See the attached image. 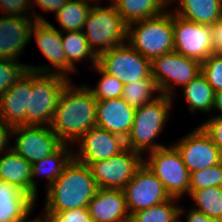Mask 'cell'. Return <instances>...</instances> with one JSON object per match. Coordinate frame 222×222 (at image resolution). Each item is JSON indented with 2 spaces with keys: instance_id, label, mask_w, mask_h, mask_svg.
<instances>
[{
  "instance_id": "cell-1",
  "label": "cell",
  "mask_w": 222,
  "mask_h": 222,
  "mask_svg": "<svg viewBox=\"0 0 222 222\" xmlns=\"http://www.w3.org/2000/svg\"><path fill=\"white\" fill-rule=\"evenodd\" d=\"M73 85L70 81L65 86L49 125L64 144L72 146L88 130L96 127L97 114V100L87 85Z\"/></svg>"
},
{
  "instance_id": "cell-2",
  "label": "cell",
  "mask_w": 222,
  "mask_h": 222,
  "mask_svg": "<svg viewBox=\"0 0 222 222\" xmlns=\"http://www.w3.org/2000/svg\"><path fill=\"white\" fill-rule=\"evenodd\" d=\"M97 189L90 167L73 158L46 190L43 211L58 213L87 208Z\"/></svg>"
},
{
  "instance_id": "cell-3",
  "label": "cell",
  "mask_w": 222,
  "mask_h": 222,
  "mask_svg": "<svg viewBox=\"0 0 222 222\" xmlns=\"http://www.w3.org/2000/svg\"><path fill=\"white\" fill-rule=\"evenodd\" d=\"M172 104L173 97L159 94L154 100L136 108L134 122L125 140L126 147L142 155L164 147L156 142V138L167 123Z\"/></svg>"
},
{
  "instance_id": "cell-4",
  "label": "cell",
  "mask_w": 222,
  "mask_h": 222,
  "mask_svg": "<svg viewBox=\"0 0 222 222\" xmlns=\"http://www.w3.org/2000/svg\"><path fill=\"white\" fill-rule=\"evenodd\" d=\"M173 10L127 25V43L150 60L174 51Z\"/></svg>"
},
{
  "instance_id": "cell-5",
  "label": "cell",
  "mask_w": 222,
  "mask_h": 222,
  "mask_svg": "<svg viewBox=\"0 0 222 222\" xmlns=\"http://www.w3.org/2000/svg\"><path fill=\"white\" fill-rule=\"evenodd\" d=\"M70 78L60 74L31 70V91L26 112V126H49L60 95Z\"/></svg>"
},
{
  "instance_id": "cell-6",
  "label": "cell",
  "mask_w": 222,
  "mask_h": 222,
  "mask_svg": "<svg viewBox=\"0 0 222 222\" xmlns=\"http://www.w3.org/2000/svg\"><path fill=\"white\" fill-rule=\"evenodd\" d=\"M83 32L97 56L127 42V24L112 3L106 7L93 5Z\"/></svg>"
},
{
  "instance_id": "cell-7",
  "label": "cell",
  "mask_w": 222,
  "mask_h": 222,
  "mask_svg": "<svg viewBox=\"0 0 222 222\" xmlns=\"http://www.w3.org/2000/svg\"><path fill=\"white\" fill-rule=\"evenodd\" d=\"M147 155L143 163L163 183L171 197L181 199L183 195H189L190 173L173 145H166Z\"/></svg>"
},
{
  "instance_id": "cell-8",
  "label": "cell",
  "mask_w": 222,
  "mask_h": 222,
  "mask_svg": "<svg viewBox=\"0 0 222 222\" xmlns=\"http://www.w3.org/2000/svg\"><path fill=\"white\" fill-rule=\"evenodd\" d=\"M201 74V63L172 51L151 60V75L160 94L174 95V85L183 88Z\"/></svg>"
},
{
  "instance_id": "cell-9",
  "label": "cell",
  "mask_w": 222,
  "mask_h": 222,
  "mask_svg": "<svg viewBox=\"0 0 222 222\" xmlns=\"http://www.w3.org/2000/svg\"><path fill=\"white\" fill-rule=\"evenodd\" d=\"M97 64L124 85L151 75V60L143 57L127 42L101 53Z\"/></svg>"
},
{
  "instance_id": "cell-10",
  "label": "cell",
  "mask_w": 222,
  "mask_h": 222,
  "mask_svg": "<svg viewBox=\"0 0 222 222\" xmlns=\"http://www.w3.org/2000/svg\"><path fill=\"white\" fill-rule=\"evenodd\" d=\"M143 158L139 152L126 147L109 159L92 163L89 167L97 188L123 190L143 165Z\"/></svg>"
},
{
  "instance_id": "cell-11",
  "label": "cell",
  "mask_w": 222,
  "mask_h": 222,
  "mask_svg": "<svg viewBox=\"0 0 222 222\" xmlns=\"http://www.w3.org/2000/svg\"><path fill=\"white\" fill-rule=\"evenodd\" d=\"M174 51L205 61L215 52L212 26L186 20L173 13Z\"/></svg>"
},
{
  "instance_id": "cell-12",
  "label": "cell",
  "mask_w": 222,
  "mask_h": 222,
  "mask_svg": "<svg viewBox=\"0 0 222 222\" xmlns=\"http://www.w3.org/2000/svg\"><path fill=\"white\" fill-rule=\"evenodd\" d=\"M32 35L35 37L40 52L48 59L49 64L47 63L48 66L45 64L43 66L27 65L28 70L38 73L60 74L69 78V72L76 73L67 63L61 31L57 30L52 23L35 20L30 31V40H32Z\"/></svg>"
},
{
  "instance_id": "cell-13",
  "label": "cell",
  "mask_w": 222,
  "mask_h": 222,
  "mask_svg": "<svg viewBox=\"0 0 222 222\" xmlns=\"http://www.w3.org/2000/svg\"><path fill=\"white\" fill-rule=\"evenodd\" d=\"M12 138L15 142L11 148L31 164L53 154L64 144L50 126L17 125L13 127Z\"/></svg>"
},
{
  "instance_id": "cell-14",
  "label": "cell",
  "mask_w": 222,
  "mask_h": 222,
  "mask_svg": "<svg viewBox=\"0 0 222 222\" xmlns=\"http://www.w3.org/2000/svg\"><path fill=\"white\" fill-rule=\"evenodd\" d=\"M172 145L178 150L189 173L222 162V154L201 126L184 135Z\"/></svg>"
},
{
  "instance_id": "cell-15",
  "label": "cell",
  "mask_w": 222,
  "mask_h": 222,
  "mask_svg": "<svg viewBox=\"0 0 222 222\" xmlns=\"http://www.w3.org/2000/svg\"><path fill=\"white\" fill-rule=\"evenodd\" d=\"M123 191L130 215L172 198L165 190L163 183L144 163Z\"/></svg>"
},
{
  "instance_id": "cell-16",
  "label": "cell",
  "mask_w": 222,
  "mask_h": 222,
  "mask_svg": "<svg viewBox=\"0 0 222 222\" xmlns=\"http://www.w3.org/2000/svg\"><path fill=\"white\" fill-rule=\"evenodd\" d=\"M74 159L90 166L97 161L109 159L126 148L125 139L100 127H93L83 134L73 145Z\"/></svg>"
},
{
  "instance_id": "cell-17",
  "label": "cell",
  "mask_w": 222,
  "mask_h": 222,
  "mask_svg": "<svg viewBox=\"0 0 222 222\" xmlns=\"http://www.w3.org/2000/svg\"><path fill=\"white\" fill-rule=\"evenodd\" d=\"M35 19L20 16H0V58L19 61L30 43V31Z\"/></svg>"
},
{
  "instance_id": "cell-18",
  "label": "cell",
  "mask_w": 222,
  "mask_h": 222,
  "mask_svg": "<svg viewBox=\"0 0 222 222\" xmlns=\"http://www.w3.org/2000/svg\"><path fill=\"white\" fill-rule=\"evenodd\" d=\"M136 108L130 106L122 97L97 100L96 126L126 140L134 122Z\"/></svg>"
},
{
  "instance_id": "cell-19",
  "label": "cell",
  "mask_w": 222,
  "mask_h": 222,
  "mask_svg": "<svg viewBox=\"0 0 222 222\" xmlns=\"http://www.w3.org/2000/svg\"><path fill=\"white\" fill-rule=\"evenodd\" d=\"M87 208L94 222L130 221L125 194L121 189L98 188Z\"/></svg>"
},
{
  "instance_id": "cell-20",
  "label": "cell",
  "mask_w": 222,
  "mask_h": 222,
  "mask_svg": "<svg viewBox=\"0 0 222 222\" xmlns=\"http://www.w3.org/2000/svg\"><path fill=\"white\" fill-rule=\"evenodd\" d=\"M31 91V70H27L14 85L0 97V118L11 126L25 125Z\"/></svg>"
},
{
  "instance_id": "cell-21",
  "label": "cell",
  "mask_w": 222,
  "mask_h": 222,
  "mask_svg": "<svg viewBox=\"0 0 222 222\" xmlns=\"http://www.w3.org/2000/svg\"><path fill=\"white\" fill-rule=\"evenodd\" d=\"M36 203L19 188L0 180V222H33L29 217Z\"/></svg>"
},
{
  "instance_id": "cell-22",
  "label": "cell",
  "mask_w": 222,
  "mask_h": 222,
  "mask_svg": "<svg viewBox=\"0 0 222 222\" xmlns=\"http://www.w3.org/2000/svg\"><path fill=\"white\" fill-rule=\"evenodd\" d=\"M0 180L32 197V164L12 148L0 156Z\"/></svg>"
},
{
  "instance_id": "cell-23",
  "label": "cell",
  "mask_w": 222,
  "mask_h": 222,
  "mask_svg": "<svg viewBox=\"0 0 222 222\" xmlns=\"http://www.w3.org/2000/svg\"><path fill=\"white\" fill-rule=\"evenodd\" d=\"M70 144H63L56 152L32 164V198L36 201L39 196L37 190L38 176L44 175L47 181V189L61 175L64 168L74 158L73 148Z\"/></svg>"
},
{
  "instance_id": "cell-24",
  "label": "cell",
  "mask_w": 222,
  "mask_h": 222,
  "mask_svg": "<svg viewBox=\"0 0 222 222\" xmlns=\"http://www.w3.org/2000/svg\"><path fill=\"white\" fill-rule=\"evenodd\" d=\"M176 1L173 13L186 20L214 26L222 17V0H169V5Z\"/></svg>"
},
{
  "instance_id": "cell-25",
  "label": "cell",
  "mask_w": 222,
  "mask_h": 222,
  "mask_svg": "<svg viewBox=\"0 0 222 222\" xmlns=\"http://www.w3.org/2000/svg\"><path fill=\"white\" fill-rule=\"evenodd\" d=\"M112 4L129 25L163 14L169 8V0H112Z\"/></svg>"
},
{
  "instance_id": "cell-26",
  "label": "cell",
  "mask_w": 222,
  "mask_h": 222,
  "mask_svg": "<svg viewBox=\"0 0 222 222\" xmlns=\"http://www.w3.org/2000/svg\"><path fill=\"white\" fill-rule=\"evenodd\" d=\"M181 90L190 113L194 114L197 110L207 114L212 113L215 91L202 74H199Z\"/></svg>"
},
{
  "instance_id": "cell-27",
  "label": "cell",
  "mask_w": 222,
  "mask_h": 222,
  "mask_svg": "<svg viewBox=\"0 0 222 222\" xmlns=\"http://www.w3.org/2000/svg\"><path fill=\"white\" fill-rule=\"evenodd\" d=\"M66 34V35H64ZM63 50L66 54L67 63L76 70V63L84 60L92 61V68L97 64L98 56L93 52L83 31L61 32ZM88 58V59H87Z\"/></svg>"
},
{
  "instance_id": "cell-28",
  "label": "cell",
  "mask_w": 222,
  "mask_h": 222,
  "mask_svg": "<svg viewBox=\"0 0 222 222\" xmlns=\"http://www.w3.org/2000/svg\"><path fill=\"white\" fill-rule=\"evenodd\" d=\"M92 6L89 0H68L55 15L60 31H83Z\"/></svg>"
},
{
  "instance_id": "cell-29",
  "label": "cell",
  "mask_w": 222,
  "mask_h": 222,
  "mask_svg": "<svg viewBox=\"0 0 222 222\" xmlns=\"http://www.w3.org/2000/svg\"><path fill=\"white\" fill-rule=\"evenodd\" d=\"M179 198L170 200L150 208L142 209L130 215L129 222H179Z\"/></svg>"
},
{
  "instance_id": "cell-30",
  "label": "cell",
  "mask_w": 222,
  "mask_h": 222,
  "mask_svg": "<svg viewBox=\"0 0 222 222\" xmlns=\"http://www.w3.org/2000/svg\"><path fill=\"white\" fill-rule=\"evenodd\" d=\"M189 197L195 202L192 208L222 222V187L193 191Z\"/></svg>"
},
{
  "instance_id": "cell-31",
  "label": "cell",
  "mask_w": 222,
  "mask_h": 222,
  "mask_svg": "<svg viewBox=\"0 0 222 222\" xmlns=\"http://www.w3.org/2000/svg\"><path fill=\"white\" fill-rule=\"evenodd\" d=\"M159 94L160 92L153 77H146L141 80L125 84L122 98L130 106L138 108L145 103L154 100L156 97H158Z\"/></svg>"
},
{
  "instance_id": "cell-32",
  "label": "cell",
  "mask_w": 222,
  "mask_h": 222,
  "mask_svg": "<svg viewBox=\"0 0 222 222\" xmlns=\"http://www.w3.org/2000/svg\"><path fill=\"white\" fill-rule=\"evenodd\" d=\"M92 69L101 75L96 87L87 86L96 100L116 99L122 97L124 84L121 81L106 73L98 64H96Z\"/></svg>"
},
{
  "instance_id": "cell-33",
  "label": "cell",
  "mask_w": 222,
  "mask_h": 222,
  "mask_svg": "<svg viewBox=\"0 0 222 222\" xmlns=\"http://www.w3.org/2000/svg\"><path fill=\"white\" fill-rule=\"evenodd\" d=\"M208 187H222V162L190 173L189 195L193 191Z\"/></svg>"
},
{
  "instance_id": "cell-34",
  "label": "cell",
  "mask_w": 222,
  "mask_h": 222,
  "mask_svg": "<svg viewBox=\"0 0 222 222\" xmlns=\"http://www.w3.org/2000/svg\"><path fill=\"white\" fill-rule=\"evenodd\" d=\"M28 70L27 64L0 58V97Z\"/></svg>"
},
{
  "instance_id": "cell-35",
  "label": "cell",
  "mask_w": 222,
  "mask_h": 222,
  "mask_svg": "<svg viewBox=\"0 0 222 222\" xmlns=\"http://www.w3.org/2000/svg\"><path fill=\"white\" fill-rule=\"evenodd\" d=\"M201 74L214 91L222 90V53L214 52L201 63Z\"/></svg>"
},
{
  "instance_id": "cell-36",
  "label": "cell",
  "mask_w": 222,
  "mask_h": 222,
  "mask_svg": "<svg viewBox=\"0 0 222 222\" xmlns=\"http://www.w3.org/2000/svg\"><path fill=\"white\" fill-rule=\"evenodd\" d=\"M38 222H94L88 208L70 209L58 213H45L37 218Z\"/></svg>"
},
{
  "instance_id": "cell-37",
  "label": "cell",
  "mask_w": 222,
  "mask_h": 222,
  "mask_svg": "<svg viewBox=\"0 0 222 222\" xmlns=\"http://www.w3.org/2000/svg\"><path fill=\"white\" fill-rule=\"evenodd\" d=\"M30 0H0V12L9 16L30 17L36 21H47L35 11L31 12ZM30 12H29V11Z\"/></svg>"
},
{
  "instance_id": "cell-38",
  "label": "cell",
  "mask_w": 222,
  "mask_h": 222,
  "mask_svg": "<svg viewBox=\"0 0 222 222\" xmlns=\"http://www.w3.org/2000/svg\"><path fill=\"white\" fill-rule=\"evenodd\" d=\"M222 154V116H211L200 124Z\"/></svg>"
},
{
  "instance_id": "cell-39",
  "label": "cell",
  "mask_w": 222,
  "mask_h": 222,
  "mask_svg": "<svg viewBox=\"0 0 222 222\" xmlns=\"http://www.w3.org/2000/svg\"><path fill=\"white\" fill-rule=\"evenodd\" d=\"M68 0H30L31 8L35 5L40 7V9L46 13H56L67 3ZM35 4V5H34Z\"/></svg>"
},
{
  "instance_id": "cell-40",
  "label": "cell",
  "mask_w": 222,
  "mask_h": 222,
  "mask_svg": "<svg viewBox=\"0 0 222 222\" xmlns=\"http://www.w3.org/2000/svg\"><path fill=\"white\" fill-rule=\"evenodd\" d=\"M12 130L13 126L6 124L0 118V156L11 149L9 143H12L10 142V140H12Z\"/></svg>"
},
{
  "instance_id": "cell-41",
  "label": "cell",
  "mask_w": 222,
  "mask_h": 222,
  "mask_svg": "<svg viewBox=\"0 0 222 222\" xmlns=\"http://www.w3.org/2000/svg\"><path fill=\"white\" fill-rule=\"evenodd\" d=\"M181 206L179 208V220L181 221V217L186 215V222H220L216 219L210 218L206 214L195 210L194 208L191 207V209L188 210V212L185 211V208H182ZM184 212V213H183ZM186 213V214H185Z\"/></svg>"
},
{
  "instance_id": "cell-42",
  "label": "cell",
  "mask_w": 222,
  "mask_h": 222,
  "mask_svg": "<svg viewBox=\"0 0 222 222\" xmlns=\"http://www.w3.org/2000/svg\"><path fill=\"white\" fill-rule=\"evenodd\" d=\"M212 35L215 52L222 53V17L212 26Z\"/></svg>"
},
{
  "instance_id": "cell-43",
  "label": "cell",
  "mask_w": 222,
  "mask_h": 222,
  "mask_svg": "<svg viewBox=\"0 0 222 222\" xmlns=\"http://www.w3.org/2000/svg\"><path fill=\"white\" fill-rule=\"evenodd\" d=\"M213 109H215L218 113L220 114H216L214 116H222V90L220 91H216L215 92V97H214V106Z\"/></svg>"
},
{
  "instance_id": "cell-44",
  "label": "cell",
  "mask_w": 222,
  "mask_h": 222,
  "mask_svg": "<svg viewBox=\"0 0 222 222\" xmlns=\"http://www.w3.org/2000/svg\"><path fill=\"white\" fill-rule=\"evenodd\" d=\"M89 1H91L92 3H101V1H103V0H89ZM110 1V3L112 2V0H109Z\"/></svg>"
}]
</instances>
